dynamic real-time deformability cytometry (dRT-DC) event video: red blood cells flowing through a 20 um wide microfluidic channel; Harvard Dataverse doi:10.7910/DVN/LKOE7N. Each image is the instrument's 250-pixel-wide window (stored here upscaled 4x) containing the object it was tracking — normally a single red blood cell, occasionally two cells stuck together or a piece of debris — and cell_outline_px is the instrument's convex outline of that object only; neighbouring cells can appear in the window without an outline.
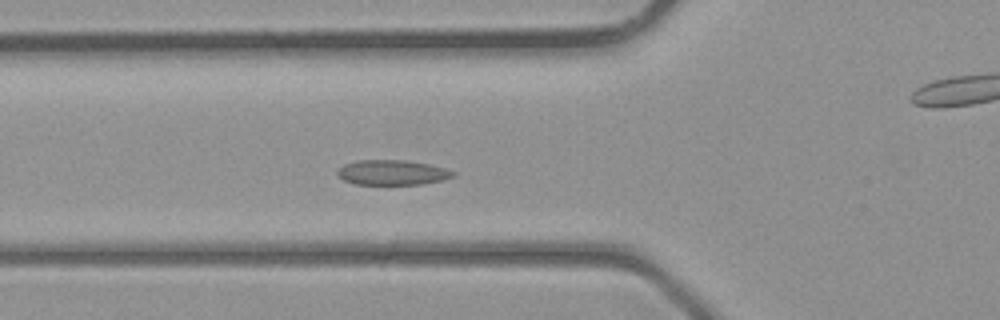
{"species": "common noctule bat (a hibernating species)", "species_latin": "Nyctalus noctula", "temperature_condition": "room temperature", "stored_images_in_passage": 39, "camera_frame_rate_fps": 3000, "um_per_image_px": 0.085, "animal": {"sex": "male", "body_mass_g": 23.1, "forearm_length_mm": 52.7}, "frame": {"image": 1, "passage_image": 12, "time_ms": 3.667, "image_size_px": [1000, 320], "cell_outline_px": [[456, 176], [444, 180], [424, 184], [356, 184], [344, 180], [336, 176], [336, 172], [344, 164], [356, 160], [404, 160], [428, 164], [444, 168], [456, 172]], "centroid_in_image_um": [33.35, 14.66], "position_along_channel_um": 92.5, "area_um2": 16.94}}
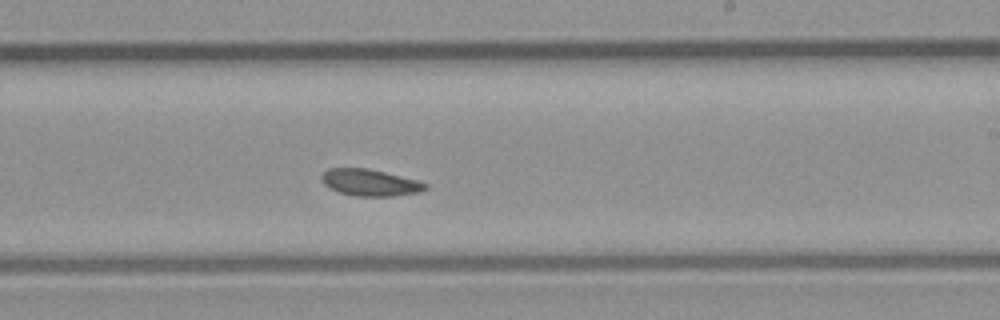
{"frame": {"image": 2, "passage_image": 22, "time_ms": 7.0, "image_size_px": [1000, 320], "cell_outline_px": [[428, 188], [420, 192], [392, 196], [356, 196], [340, 192], [324, 184], [320, 176], [328, 168], [368, 168], [416, 180], [428, 184]], "centroid_in_image_um": [31.46, 15.51], "position_along_channel_um": 257.5, "area_um2": 15.95}}
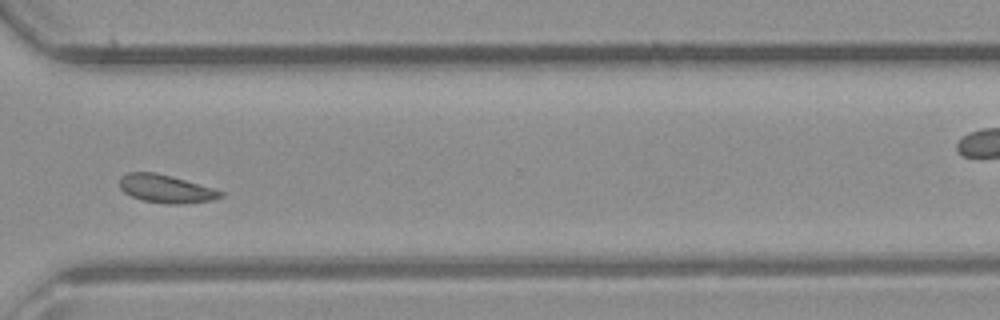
{"frame": {"image": 3, "passage_image": 28, "time_ms": 9.0, "image_size_px": [1000, 320], "cell_outline_px": [[224, 196], [212, 200], [180, 204], [168, 204], [144, 200], [132, 196], [124, 192], [120, 188], [120, 176], [128, 172], [156, 172], [172, 176], [212, 188], [224, 192]], "centroid_in_image_um": [14.09, 16.04], "position_along_channel_um": 356.5, "area_um2": 16.42}}